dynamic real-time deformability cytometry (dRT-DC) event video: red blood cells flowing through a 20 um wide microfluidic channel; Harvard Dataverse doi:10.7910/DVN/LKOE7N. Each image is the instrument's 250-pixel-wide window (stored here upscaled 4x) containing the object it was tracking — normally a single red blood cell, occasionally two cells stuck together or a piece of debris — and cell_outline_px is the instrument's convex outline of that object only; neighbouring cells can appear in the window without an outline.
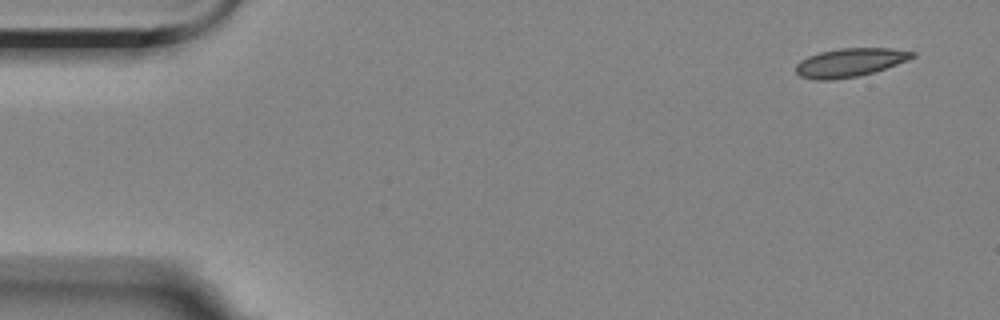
{"species": "Egyptian fruit bat (a non-hibernating species)", "species_latin": "Rousettus aegyptiacus", "temperature_condition": "room temperature", "stored_images_in_passage": 4, "camera_frame_rate_fps": 3000, "um_per_image_px": 0.085, "animal": {"sex": "female"}, "frame": {"image": 1, "passage_image": 1, "time_ms": 0.0, "image_size_px": [1000, 320], "cell_outline_px": [[916, 56], [908, 60], [876, 72], [856, 76], [832, 80], [816, 80], [800, 76], [796, 72], [796, 64], [800, 60], [808, 56], [820, 52], [840, 48], [892, 48], [916, 52]], "centroid_in_image_um": [72.26, 5.31], "position_along_channel_um": 12.7, "area_um2": 19.48}}